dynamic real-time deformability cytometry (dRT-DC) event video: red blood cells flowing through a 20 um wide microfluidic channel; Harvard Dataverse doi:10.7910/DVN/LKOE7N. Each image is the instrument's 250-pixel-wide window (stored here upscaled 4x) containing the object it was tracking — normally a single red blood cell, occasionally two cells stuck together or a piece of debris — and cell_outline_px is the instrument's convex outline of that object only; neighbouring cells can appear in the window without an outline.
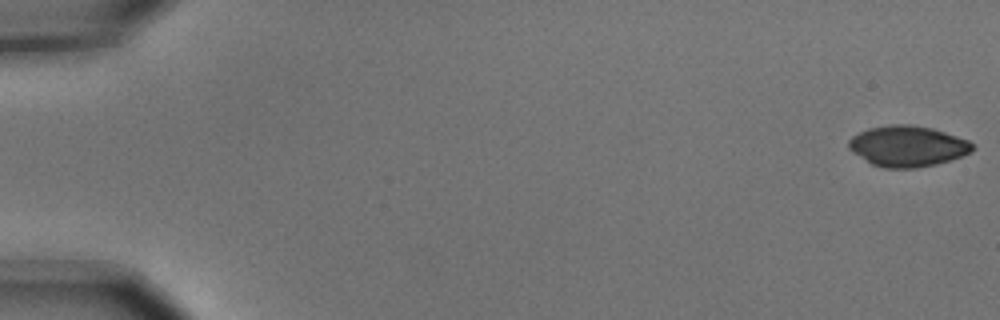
{"species": "common noctule bat (a hibernating species)", "species_latin": "Nyctalus noctula", "temperature_condition": "cold", "stored_images_in_passage": 6, "camera_frame_rate_fps": 3000, "um_per_image_px": 0.085, "animal": {"sex": "male", "body_mass_g": 15.6}, "frame": {"image": 1, "passage_image": 1, "time_ms": 0.0, "image_size_px": [1000, 320], "cell_outline_px": [[976, 148], [972, 152], [936, 164], [916, 168], [884, 168], [872, 164], [852, 152], [848, 148], [848, 140], [852, 136], [868, 128], [892, 124], [912, 124], [932, 128], [968, 140]], "centroid_in_image_um": [77.12, 12.42], "position_along_channel_um": 7.9, "area_um2": 29.42}}
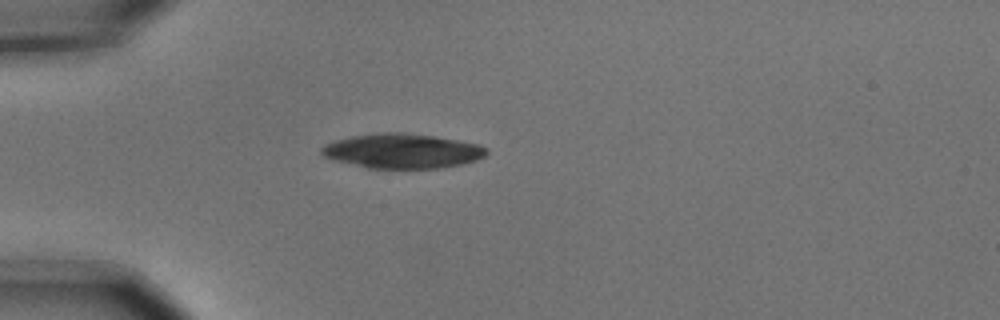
{"frame": {"image": 2, "passage_image": 5, "time_ms": 1.333, "image_size_px": [1000, 320], "cell_outline_px": [[488, 152], [484, 156], [476, 160], [460, 164], [436, 168], [368, 168], [332, 160], [324, 156], [320, 152], [320, 148], [324, 144], [336, 140], [352, 136], [376, 132], [404, 132], [436, 136], [480, 144], [488, 148]], "centroid_in_image_um": [34.17, 12.82], "position_along_channel_um": 50.8, "area_um2": 33.52}}